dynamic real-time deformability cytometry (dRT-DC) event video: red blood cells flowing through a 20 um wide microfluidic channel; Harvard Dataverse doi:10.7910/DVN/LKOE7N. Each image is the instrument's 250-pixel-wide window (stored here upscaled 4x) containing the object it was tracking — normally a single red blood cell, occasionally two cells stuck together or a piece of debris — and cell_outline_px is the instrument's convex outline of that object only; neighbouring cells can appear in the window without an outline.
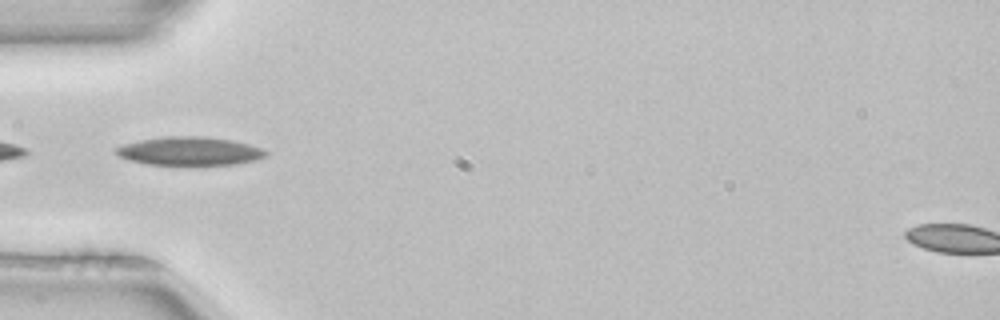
{"species": "common noctule bat (a hibernating species)", "species_latin": "Nyctalus noctula", "temperature_condition": "room temperature", "stored_images_in_passage": 42, "camera_frame_rate_fps": 3000, "um_per_image_px": 0.085, "animal": {"sex": "female", "body_mass_g": 22.7, "forearm_length_mm": 54.2}, "frame": {"image": 1, "passage_image": 7, "time_ms": 2.0, "image_size_px": [1000, 320], "cell_outline_px": [[268, 156], [256, 160], [236, 164], [148, 164], [128, 160], [120, 156], [116, 152], [116, 148], [124, 144], [140, 140], [168, 136], [208, 136], [232, 140], [264, 148], [268, 152]], "centroid_in_image_um": [16.18, 12.83], "position_along_channel_um": 68.8, "area_um2": 24.74}}
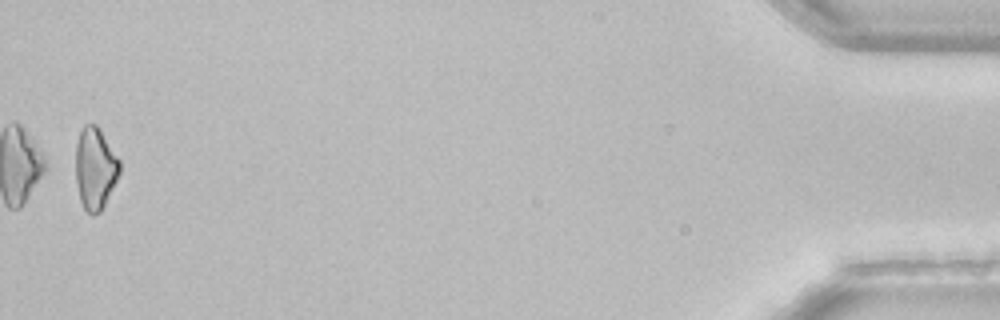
{"frame": {"image": 2, "passage_image": 41, "time_ms": 13.333, "image_size_px": [1000, 320], "cell_outline_px": [[120, 172], [100, 212], [92, 216], [84, 208], [80, 200], [76, 184], [76, 144], [80, 132], [84, 124], [96, 124], [100, 128], [120, 160]], "centroid_in_image_um": [8.08, 14.29], "position_along_channel_um": 427.1, "area_um2": 20.92}, "authors_computed_cell_mechanics": {"area_um2": 23.0044, "velocity_mm_per_s": 3.9866, "shape_relaxation_time_tau1_ms": 4.8109, "shape_relaxation_time_tau2_ms": null, "deformation_change_tau1": 0.1139, "deformation_change_tau2": null}}